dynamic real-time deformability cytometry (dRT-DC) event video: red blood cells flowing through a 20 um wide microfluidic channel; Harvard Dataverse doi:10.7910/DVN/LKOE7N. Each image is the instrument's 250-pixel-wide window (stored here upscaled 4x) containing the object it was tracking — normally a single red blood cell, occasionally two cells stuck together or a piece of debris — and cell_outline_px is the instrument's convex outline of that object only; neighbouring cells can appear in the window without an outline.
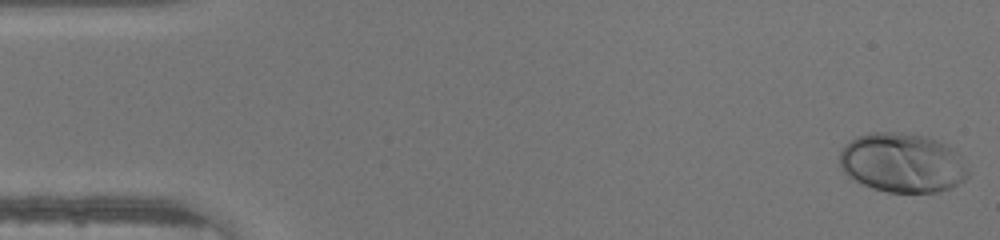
{"species": "human", "species_latin": "Homo sapiens", "temperature_condition": "warm", "stored_images_in_passage": 42, "camera_frame_rate_fps": 3000, "um_per_image_px": 0.085, "donor": {"sex": "male"}, "frame": {"image": 1, "passage_image": 1, "time_ms": 0.0, "image_size_px": [1000, 240], "cell_outline_px": [[968, 176], [964, 180], [948, 188], [936, 192], [888, 192], [872, 188], [848, 176], [840, 168], [840, 152], [856, 136], [872, 132], [896, 132], [924, 136], [936, 140], [952, 148], [960, 156], [968, 172]], "centroid_in_image_um": [76.68, 13.84], "position_along_channel_um": 8.3, "area_um2": 43.93}}
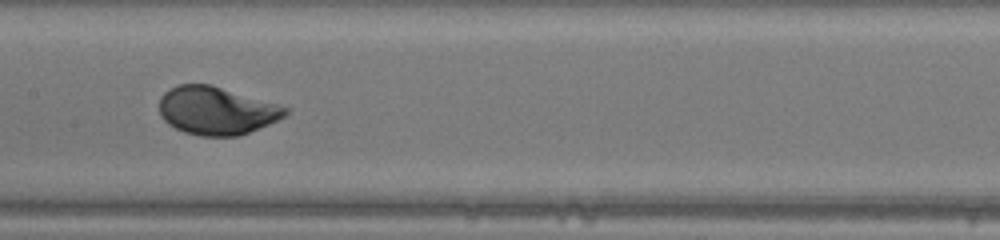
{"frame": {"image": 2, "passage_image": 23, "time_ms": 7.333, "image_size_px": [1000, 240], "cell_outline_px": [[288, 112], [284, 116], [268, 124], [240, 136], [200, 136], [184, 132], [168, 124], [160, 116], [160, 96], [164, 92], [180, 84], [212, 84], [276, 104], [288, 108]], "centroid_in_image_um": [18.36, 9.41], "position_along_channel_um": 189.0, "area_um2": 35.03}}
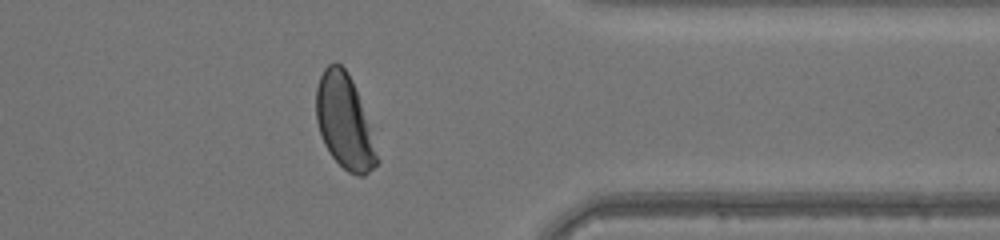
{"frame": {"image": 3, "passage_image": 37, "time_ms": 12.0, "image_size_px": [1000, 240], "cell_outline_px": [[380, 160], [364, 176], [356, 176], [348, 172], [328, 152], [324, 144], [316, 120], [316, 88], [320, 76], [324, 68], [328, 64], [336, 60], [348, 72], [352, 80]], "centroid_in_image_um": [29.24, 10.34], "position_along_channel_um": 382.2, "area_um2": 32.83}}